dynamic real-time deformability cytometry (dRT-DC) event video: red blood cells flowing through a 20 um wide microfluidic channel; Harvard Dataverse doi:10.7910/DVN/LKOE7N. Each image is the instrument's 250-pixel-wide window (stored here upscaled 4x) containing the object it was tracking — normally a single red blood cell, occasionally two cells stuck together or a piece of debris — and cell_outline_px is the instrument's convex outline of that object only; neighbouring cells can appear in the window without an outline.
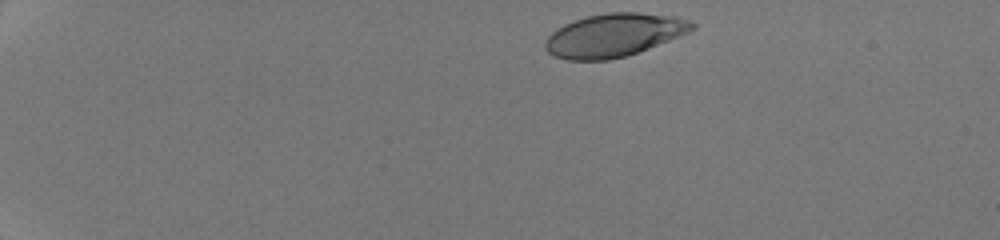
{"species": "human", "species_latin": "Homo sapiens", "temperature_condition": "room temperature", "stored_images_in_passage": 41, "camera_frame_rate_fps": 3000, "um_per_image_px": 0.085, "donor": {"sex": "male"}, "frame": {"image": 1, "passage_image": 1, "time_ms": 0.0, "image_size_px": [1000, 240], "cell_outline_px": [[696, 28], [680, 36], [648, 48], [624, 56], [608, 60], [568, 60], [556, 56], [548, 52], [544, 48], [544, 40], [556, 28], [564, 24], [588, 16], [608, 12], [640, 12], [676, 16], [688, 20], [696, 24]], "centroid_in_image_um": [52.18, 2.98], "position_along_channel_um": 32.8, "area_um2": 36.88}}
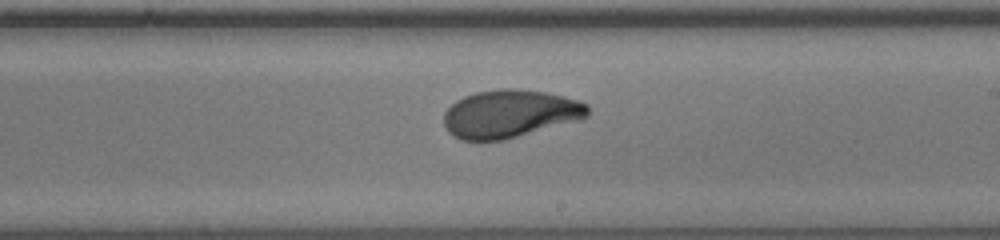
{"frame": {"image": 2, "passage_image": 24, "time_ms": 7.667, "image_size_px": [1000, 240], "cell_outline_px": [[588, 116], [580, 120], [504, 140], [460, 140], [448, 132], [444, 124], [444, 112], [456, 100], [464, 96], [476, 92], [504, 88], [512, 88], [544, 92], [564, 96], [580, 100], [588, 104]], "centroid_in_image_um": [43.35, 9.67], "position_along_channel_um": 245.6, "area_um2": 40.29}}
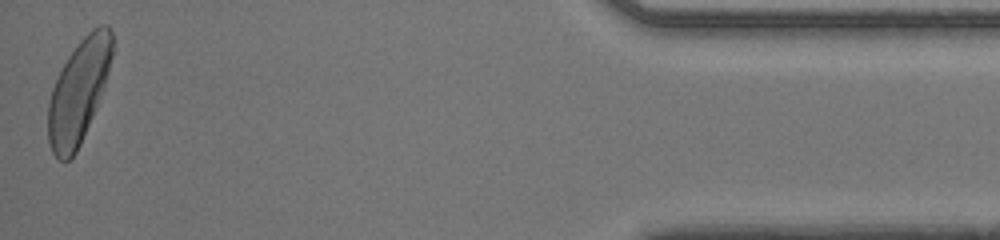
{"frame": {"image": 3, "passage_image": 41, "time_ms": 13.333, "image_size_px": [1000, 240], "cell_outline_px": [[112, 56], [108, 72], [96, 108], [80, 144], [76, 152], [68, 160], [60, 160], [52, 152], [48, 140], [48, 104], [52, 88], [68, 56], [80, 40], [92, 28], [100, 24], [108, 24], [112, 32]], "centroid_in_image_um": [6.68, 7.75], "position_along_channel_um": 428.5, "area_um2": 38.09}, "authors_computed_cell_mechanics": {"area_um2": 38.726, "velocity_mm_per_s": 4.2992, "shape_relaxation_time_tau1_ms": 2.9484, "shape_relaxation_time_tau2_ms": null, "deformation_change_tau1": 0.1728, "deformation_change_tau2": null}}